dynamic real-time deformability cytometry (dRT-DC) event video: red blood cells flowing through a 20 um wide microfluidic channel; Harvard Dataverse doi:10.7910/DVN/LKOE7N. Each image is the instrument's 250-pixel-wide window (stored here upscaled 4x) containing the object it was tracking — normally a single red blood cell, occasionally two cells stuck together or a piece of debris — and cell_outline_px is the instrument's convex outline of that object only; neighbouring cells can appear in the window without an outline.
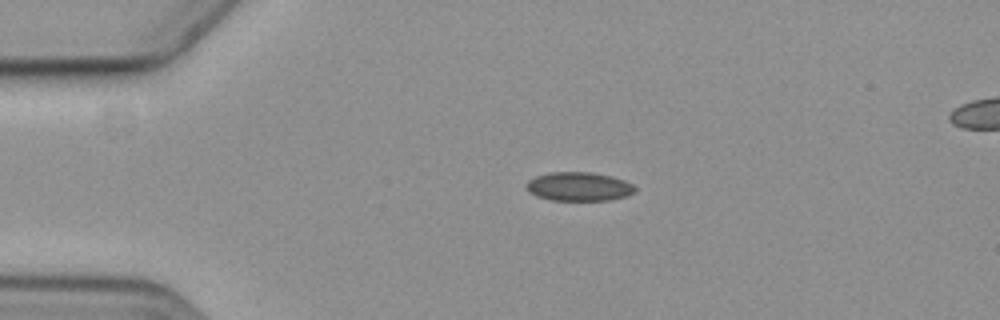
{"species": "common noctule bat (a hibernating species)", "species_latin": "Nyctalus noctula", "temperature_condition": "cold", "stored_images_in_passage": 6, "camera_frame_rate_fps": 3000, "um_per_image_px": 0.085, "animal": {"sex": "female", "body_mass_g": 19.3, "forearm_length_mm": 54.1}, "frame": {"image": 1, "passage_image": 3, "time_ms": 2.333, "image_size_px": [1000, 320], "cell_outline_px": [[636, 188], [632, 192], [624, 196], [608, 200], [552, 200], [536, 196], [528, 192], [528, 180], [536, 176], [548, 172], [592, 172], [612, 176], [624, 180], [632, 184]], "centroid_in_image_um": [49.18, 15.84], "position_along_channel_um": 35.8, "area_um2": 18.09}}
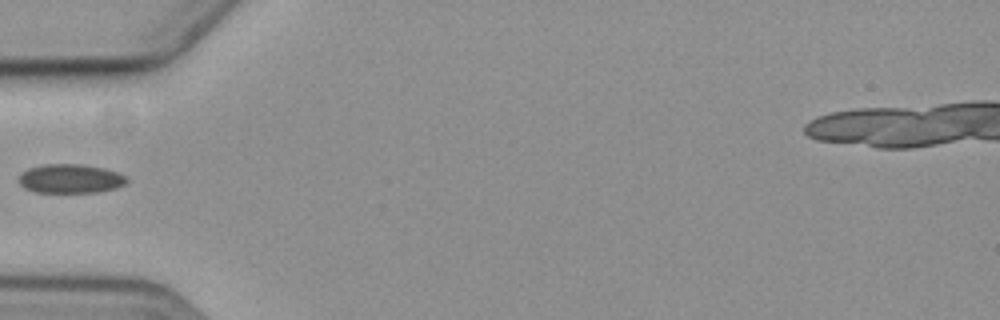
{"frame": {"image": 2, "passage_image": 5, "time_ms": 4.667, "image_size_px": [1000, 320], "cell_outline_px": [[128, 180], [124, 184], [116, 188], [96, 192], [36, 192], [24, 188], [16, 180], [28, 168], [44, 164], [80, 164], [104, 168], [116, 172], [124, 176]], "centroid_in_image_um": [5.95, 15.18], "position_along_channel_um": 79.0, "area_um2": 18.15}}
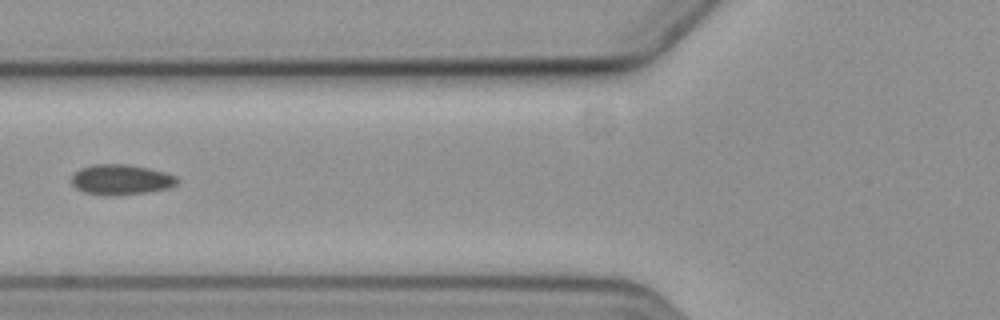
{"frame": {"image": 3, "passage_image": 6, "time_ms": 5.667, "image_size_px": [1000, 320], "cell_outline_px": [[180, 180], [176, 184], [168, 188], [144, 192], [112, 196], [104, 196], [84, 192], [76, 188], [72, 184], [72, 176], [80, 168], [92, 164], [128, 164], [148, 168], [164, 172], [176, 176]], "centroid_in_image_um": [10.27, 15.26], "position_along_channel_um": 115.5, "area_um2": 18.67}}